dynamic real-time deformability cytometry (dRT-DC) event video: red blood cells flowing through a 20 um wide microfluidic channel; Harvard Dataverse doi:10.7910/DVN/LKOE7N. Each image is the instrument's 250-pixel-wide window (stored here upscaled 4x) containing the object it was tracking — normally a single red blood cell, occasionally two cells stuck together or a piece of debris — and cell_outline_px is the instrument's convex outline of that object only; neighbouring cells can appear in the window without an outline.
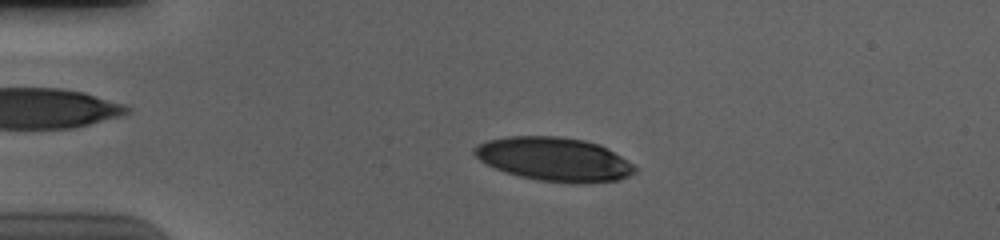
{"species": "human", "species_latin": "Homo sapiens", "temperature_condition": "cold", "stored_images_in_passage": 55, "camera_frame_rate_fps": 3000, "um_per_image_px": 0.085, "donor": {"sex": "male"}, "frame": {"image": 1, "passage_image": 12, "time_ms": 3.667, "image_size_px": [1000, 240], "cell_outline_px": [[640, 168], [636, 172], [628, 176], [616, 180], [580, 184], [576, 184], [536, 180], [504, 172], [480, 160], [472, 152], [472, 148], [476, 144], [488, 140], [508, 136], [560, 136], [584, 140], [600, 144], [608, 148]], "centroid_in_image_um": [47.12, 13.53], "position_along_channel_um": 37.9, "area_um2": 41.27}}
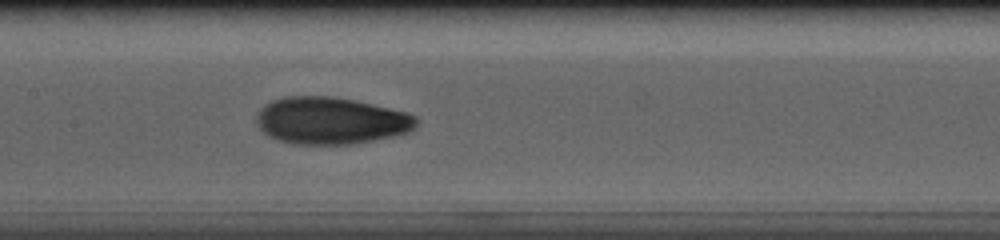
{"frame": {"image": 2, "passage_image": 27, "time_ms": 8.667, "image_size_px": [1000, 240], "cell_outline_px": [[420, 124], [408, 132], [392, 136], [352, 144], [292, 144], [276, 140], [268, 136], [256, 124], [256, 116], [260, 108], [264, 104], [272, 100], [284, 96], [328, 96], [352, 100], [408, 112], [416, 116], [420, 120]], "centroid_in_image_um": [28.1, 10.26], "position_along_channel_um": 179.3, "area_um2": 44.04}}
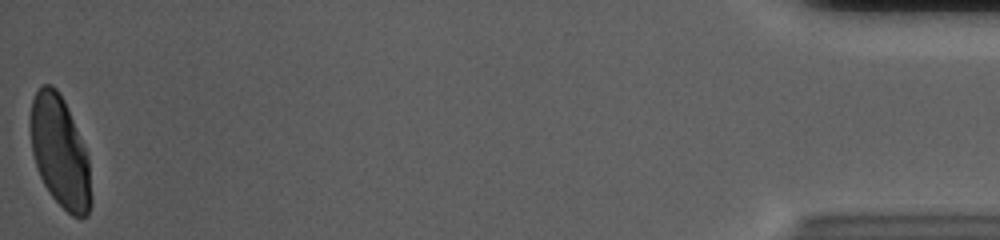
{"frame": {"image": 3, "passage_image": 55, "time_ms": 18.0, "image_size_px": [1000, 240], "cell_outline_px": [[92, 200], [88, 216], [72, 216], [48, 192], [40, 176], [32, 152], [28, 124], [28, 120], [32, 100], [40, 84], [52, 84], [56, 88], [64, 100], [88, 156]], "centroid_in_image_um": [5.06, 12.89], "position_along_channel_um": 430.1, "area_um2": 39.42}, "authors_computed_cell_mechanics": {"area_um2": 41.616, "velocity_mm_per_s": 3.6862, "shape_relaxation_time_tau1_ms": 6.1283, "shape_relaxation_time_tau2_ms": 1.06, "deformation_change_tau1": 0.2204, "deformation_change_tau2": 0.0514}}